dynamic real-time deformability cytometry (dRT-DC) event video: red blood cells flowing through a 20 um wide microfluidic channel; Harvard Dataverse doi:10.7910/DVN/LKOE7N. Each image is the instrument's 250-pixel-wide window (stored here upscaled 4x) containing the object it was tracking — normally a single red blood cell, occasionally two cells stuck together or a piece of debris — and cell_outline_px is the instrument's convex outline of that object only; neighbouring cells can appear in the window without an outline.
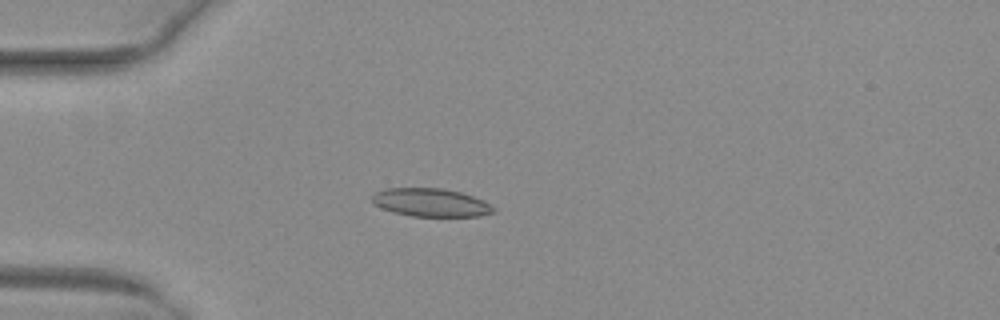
{"species": "common noctule bat (a hibernating species)", "species_latin": "Nyctalus noctula", "temperature_condition": "warm", "stored_images_in_passage": 52, "camera_frame_rate_fps": 3000, "um_per_image_px": 0.085, "animal": {"sex": "female", "body_mass_g": 29.2, "forearm_length_mm": 56.3}, "frame": {"image": 1, "passage_image": 15, "time_ms": 4.667, "image_size_px": [1000, 320], "cell_outline_px": [[496, 212], [480, 216], [412, 216], [392, 212], [380, 208], [372, 204], [372, 196], [376, 192], [384, 188], [444, 188], [460, 192], [484, 200], [496, 208]], "centroid_in_image_um": [36.61, 17.21], "position_along_channel_um": 48.4, "area_um2": 20.17}}
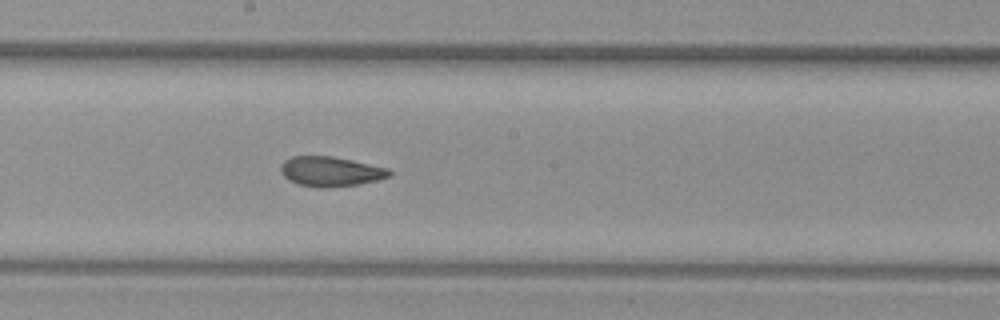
{"frame": {"image": 2, "passage_image": 29, "time_ms": 9.333, "image_size_px": [1000, 320], "cell_outline_px": [[392, 172], [388, 176], [380, 180], [356, 184], [324, 188], [316, 188], [300, 184], [288, 180], [280, 172], [280, 164], [284, 160], [292, 156], [332, 156], [352, 160], [388, 168]], "centroid_in_image_um": [28.07, 14.57], "position_along_channel_um": 220.1, "area_um2": 18.9}}
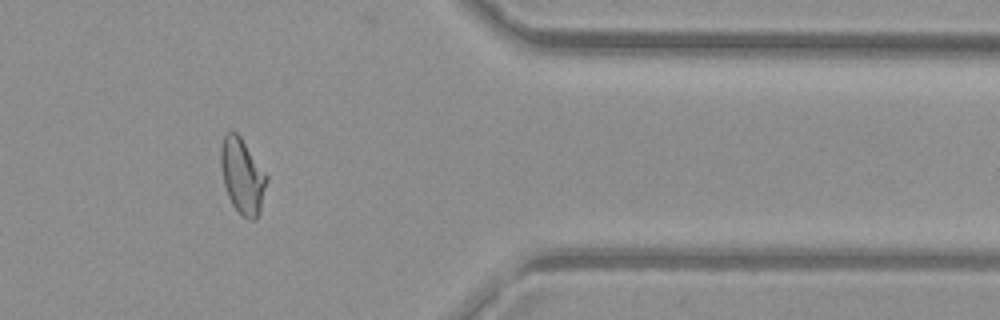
{"frame": {"image": 3, "passage_image": 43, "time_ms": 14.0, "image_size_px": [1000, 320], "cell_outline_px": [[268, 180], [260, 212], [256, 220], [248, 220], [232, 204], [228, 196], [224, 184], [220, 168], [220, 148], [224, 136], [228, 132], [236, 132], [240, 136], [268, 176]], "centroid_in_image_um": [20.6, 14.97], "position_along_channel_um": 390.8, "area_um2": 20.11}, "authors_computed_cell_mechanics": {"area_um2": 20.2011, "velocity_mm_per_s": 4.0708, "shape_relaxation_time_tau1_ms": 10.9624, "shape_relaxation_time_tau2_ms": 2.12, "deformation_change_tau1": 0.2479, "deformation_change_tau2": 0.0763}}